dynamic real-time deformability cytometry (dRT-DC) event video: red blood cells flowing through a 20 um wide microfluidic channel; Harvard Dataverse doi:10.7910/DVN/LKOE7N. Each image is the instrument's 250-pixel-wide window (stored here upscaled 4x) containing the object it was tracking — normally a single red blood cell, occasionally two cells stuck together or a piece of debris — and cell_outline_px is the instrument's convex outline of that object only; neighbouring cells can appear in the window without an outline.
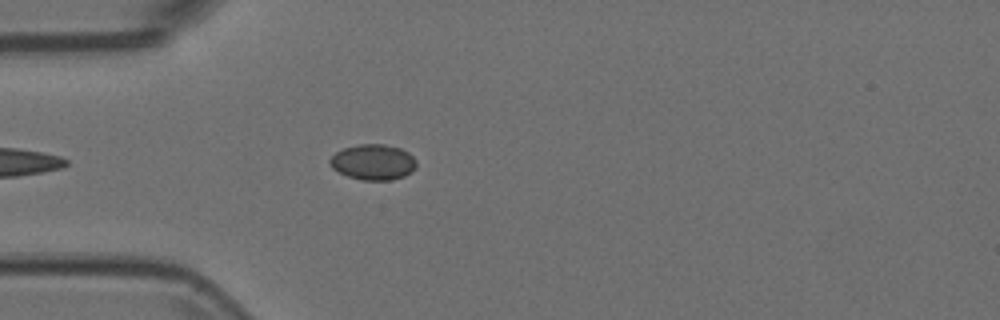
{"species": "Egyptian fruit bat (a non-hibernating species)", "species_latin": "Rousettus aegyptiacus", "temperature_condition": "room temperature", "stored_images_in_passage": 12, "camera_frame_rate_fps": 3000, "um_per_image_px": 0.085, "animal": {"sex": "female"}, "frame": {"image": 1, "passage_image": 5, "time_ms": 1.333, "image_size_px": [1000, 320], "cell_outline_px": [[416, 168], [412, 172], [404, 176], [392, 180], [360, 180], [348, 176], [332, 168], [328, 164], [328, 160], [336, 152], [344, 148], [360, 144], [384, 144], [400, 148], [408, 152], [416, 160]], "centroid_in_image_um": [31.72, 13.78], "position_along_channel_um": 53.3, "area_um2": 18.03}}
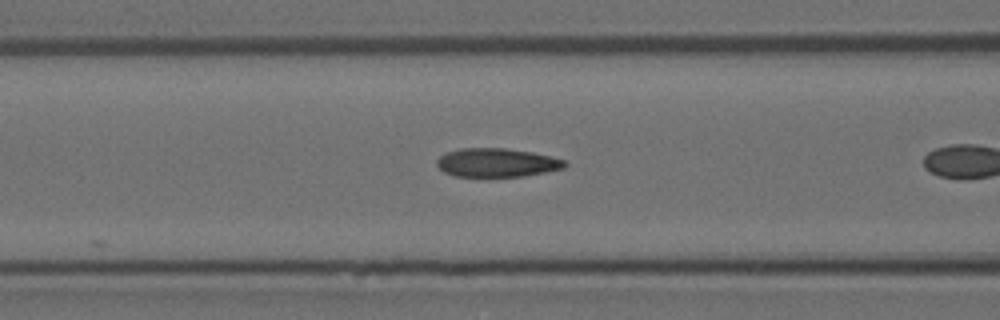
{"frame": {"image": 2, "passage_image": 8, "time_ms": 2.333, "image_size_px": [1000, 320], "cell_outline_px": [[568, 164], [564, 168], [524, 176], [456, 176], [444, 172], [436, 164], [436, 160], [440, 156], [448, 152], [460, 148], [504, 148], [532, 152], [564, 160]], "centroid_in_image_um": [42.21, 13.82], "position_along_channel_um": 124.4, "area_um2": 21.15}}
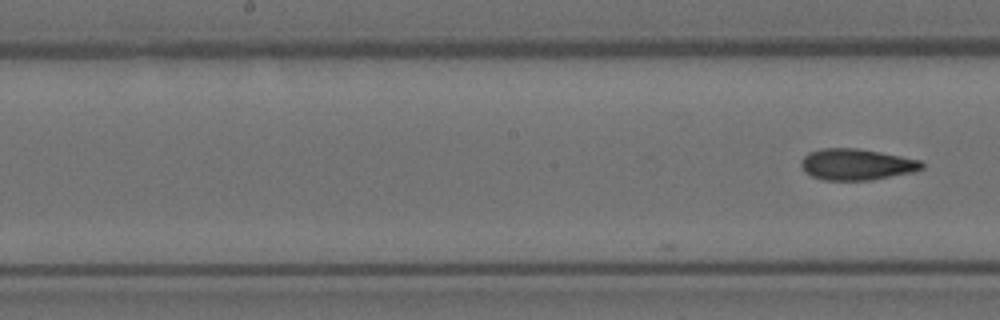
{"frame": {"image": 3, "passage_image": 12, "time_ms": 3.667, "image_size_px": [1000, 320], "cell_outline_px": [[924, 168], [916, 172], [872, 180], [824, 180], [812, 176], [804, 172], [800, 164], [800, 160], [808, 152], [820, 148], [856, 148], [880, 152], [920, 160], [924, 164]], "centroid_in_image_um": [72.8, 13.98], "position_along_channel_um": 175.4, "area_um2": 22.25}}